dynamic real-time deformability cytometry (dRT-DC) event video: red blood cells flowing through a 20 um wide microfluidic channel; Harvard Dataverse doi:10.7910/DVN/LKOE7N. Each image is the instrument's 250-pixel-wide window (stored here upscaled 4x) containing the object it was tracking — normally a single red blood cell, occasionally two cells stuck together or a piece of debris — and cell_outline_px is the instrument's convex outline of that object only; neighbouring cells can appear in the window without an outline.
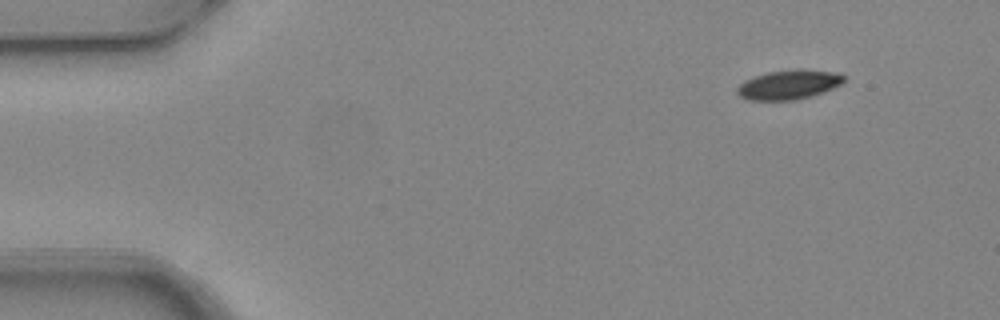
{"species": "common noctule bat (a hibernating species)", "species_latin": "Nyctalus noctula", "temperature_condition": "warm", "stored_images_in_passage": 8, "camera_frame_rate_fps": 3000, "um_per_image_px": 0.085, "animal": {"sex": "female", "body_mass_g": 24.6, "forearm_length_mm": 56.2}, "frame": {"image": 1, "passage_image": 1, "time_ms": 0.0, "image_size_px": [1000, 320], "cell_outline_px": [[844, 80], [840, 84], [832, 88], [812, 96], [796, 100], [748, 100], [740, 96], [736, 92], [736, 88], [744, 80], [752, 76], [768, 72], [800, 68], [840, 72], [844, 76]], "centroid_in_image_um": [67.03, 7.18], "position_along_channel_um": 18.0, "area_um2": 18.55}}
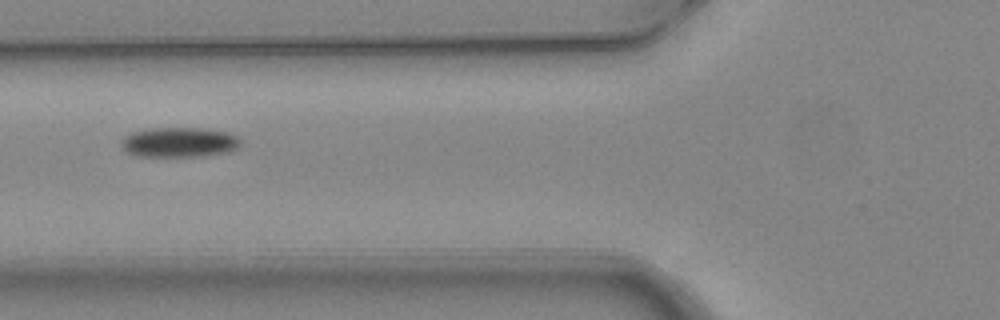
{"frame": {"image": 2, "passage_image": 5, "time_ms": 1.333, "image_size_px": [1000, 320], "cell_outline_px": [[240, 144], [236, 148], [228, 152], [200, 156], [136, 156], [124, 152], [120, 148], [120, 140], [124, 136], [132, 132], [148, 128], [208, 128], [228, 132], [236, 136], [240, 140]], "centroid_in_image_um": [15.16, 12.09], "position_along_channel_um": 110.6, "area_um2": 21.1}}
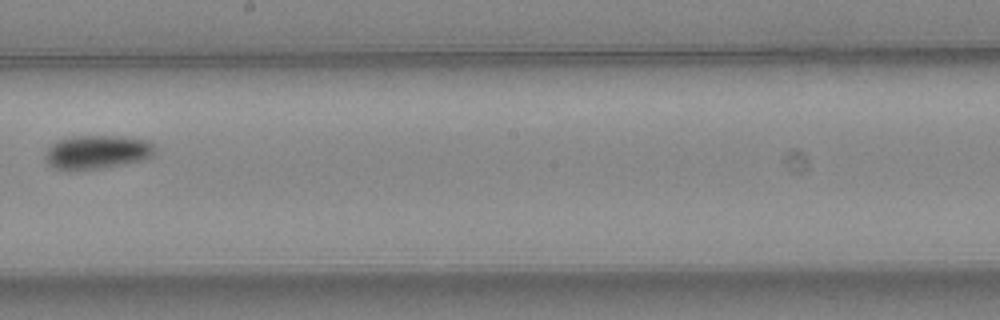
{"frame": {"image": 3, "passage_image": 8, "time_ms": 2.333, "image_size_px": [1000, 320], "cell_outline_px": [[156, 152], [152, 156], [144, 160], [104, 168], [72, 172], [68, 172], [52, 168], [48, 164], [44, 156], [44, 152], [56, 140], [72, 136], [112, 136], [148, 140], [156, 144]], "centroid_in_image_um": [8.22, 12.96], "position_along_channel_um": 240.0, "area_um2": 22.31}}